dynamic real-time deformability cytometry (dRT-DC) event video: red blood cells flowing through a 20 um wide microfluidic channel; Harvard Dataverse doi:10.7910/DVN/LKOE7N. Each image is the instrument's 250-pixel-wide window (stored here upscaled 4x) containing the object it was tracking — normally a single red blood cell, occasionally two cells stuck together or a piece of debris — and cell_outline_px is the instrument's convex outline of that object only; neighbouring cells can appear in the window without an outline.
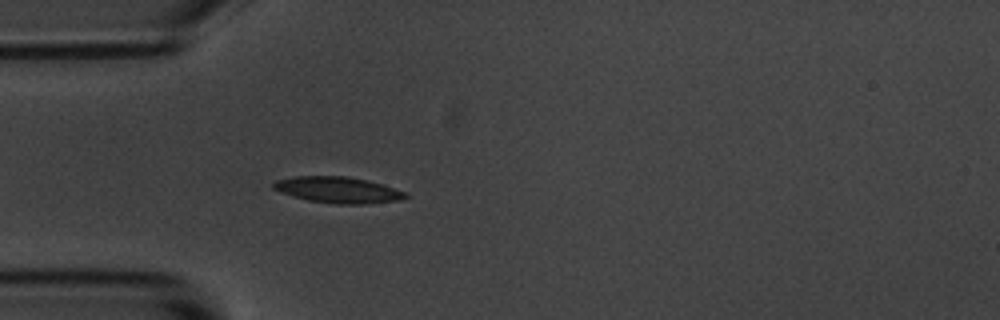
{"species": "common noctule bat (a hibernating species)", "species_latin": "Nyctalus noctula", "temperature_condition": "room temperature", "stored_images_in_passage": 1, "camera_frame_rate_fps": 3000, "um_per_image_px": 0.085, "animal": {"sex": "male", "body_mass_g": 20.1, "forearm_length_mm": 53.5}, "frame": {"image": 1, "passage_image": 1, "time_ms": 0.0, "image_size_px": [1000, 320], "cell_outline_px": [[408, 196], [400, 200], [364, 204], [336, 204], [308, 200], [280, 192], [272, 188], [272, 184], [276, 180], [296, 176], [348, 176], [368, 180], [404, 192]], "centroid_in_image_um": [28.69, 16.14], "position_along_channel_um": 56.3, "area_um2": 19.94}}